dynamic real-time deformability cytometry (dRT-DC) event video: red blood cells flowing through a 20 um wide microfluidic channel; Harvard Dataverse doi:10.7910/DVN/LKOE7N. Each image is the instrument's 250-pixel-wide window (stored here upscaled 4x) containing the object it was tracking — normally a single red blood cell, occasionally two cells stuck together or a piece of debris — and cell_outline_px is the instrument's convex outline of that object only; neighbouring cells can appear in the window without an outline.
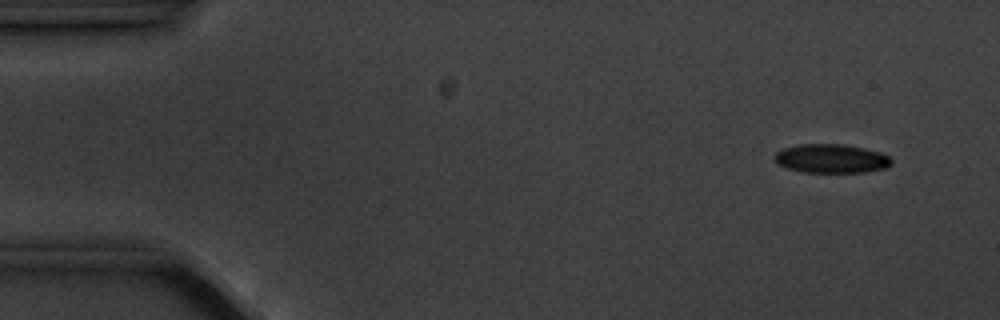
{"species": "common noctule bat (a hibernating species)", "species_latin": "Nyctalus noctula", "temperature_condition": "cold", "stored_images_in_passage": 5, "camera_frame_rate_fps": 3000, "um_per_image_px": 0.085, "animal": {"sex": "male", "body_mass_g": 20.1, "forearm_length_mm": 53.5}, "frame": {"image": 1, "passage_image": 2, "time_ms": 1.0, "image_size_px": [1000, 320], "cell_outline_px": [[892, 164], [888, 168], [864, 172], [800, 172], [776, 164], [772, 156], [776, 152], [784, 148], [800, 144], [840, 144], [864, 148], [880, 152], [888, 156], [892, 160]], "centroid_in_image_um": [70.64, 13.48], "position_along_channel_um": 14.4, "area_um2": 19.83}}